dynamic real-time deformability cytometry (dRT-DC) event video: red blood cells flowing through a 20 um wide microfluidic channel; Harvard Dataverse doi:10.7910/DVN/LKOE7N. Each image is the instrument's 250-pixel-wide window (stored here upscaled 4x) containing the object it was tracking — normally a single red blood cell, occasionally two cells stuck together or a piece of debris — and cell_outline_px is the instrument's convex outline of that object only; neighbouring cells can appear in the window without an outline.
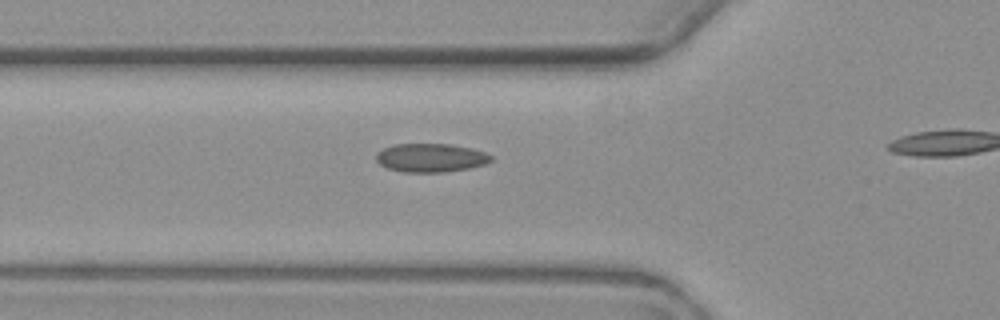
{"species": "common noctule bat (a hibernating species)", "species_latin": "Nyctalus noctula", "temperature_condition": "warm", "stored_images_in_passage": 5, "segment_of_instrument_passage": [1, 2], "camera_frame_rate_fps": 3000, "um_per_image_px": 0.085, "animal": {"sex": "female", "body_mass_g": 19.3, "forearm_length_mm": 54.1}, "frame": {"image": 1, "passage_image": 4, "time_ms": 4.333, "image_size_px": [1000, 320], "cell_outline_px": [[492, 160], [484, 164], [468, 168], [444, 172], [404, 172], [388, 168], [380, 164], [376, 160], [376, 152], [392, 144], [448, 144], [472, 148], [484, 152], [492, 156]], "centroid_in_image_um": [36.59, 13.4], "position_along_channel_um": 89.2, "area_um2": 19.07}}